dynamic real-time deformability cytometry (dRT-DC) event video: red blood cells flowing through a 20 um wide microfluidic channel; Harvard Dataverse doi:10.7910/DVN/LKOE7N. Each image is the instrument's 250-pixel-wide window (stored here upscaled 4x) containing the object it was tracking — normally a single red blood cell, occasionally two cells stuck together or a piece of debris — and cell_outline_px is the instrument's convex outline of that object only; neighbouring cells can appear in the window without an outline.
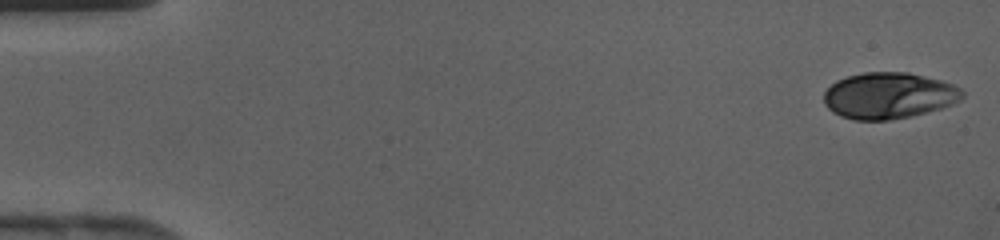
{"species": "human", "species_latin": "Homo sapiens", "temperature_condition": "cold", "stored_images_in_passage": 42, "camera_frame_rate_fps": 3000, "um_per_image_px": 0.085, "donor": {"sex": "female"}, "frame": {"image": 1, "passage_image": 1, "time_ms": 0.0, "image_size_px": [1000, 240], "cell_outline_px": [[964, 96], [960, 100], [952, 104], [928, 112], [888, 120], [852, 120], [840, 116], [832, 112], [824, 104], [824, 92], [836, 80], [848, 76], [864, 72], [908, 72], [940, 80], [952, 84], [960, 88], [964, 92]], "centroid_in_image_um": [75.53, 8.13], "position_along_channel_um": 9.5, "area_um2": 37.34}}
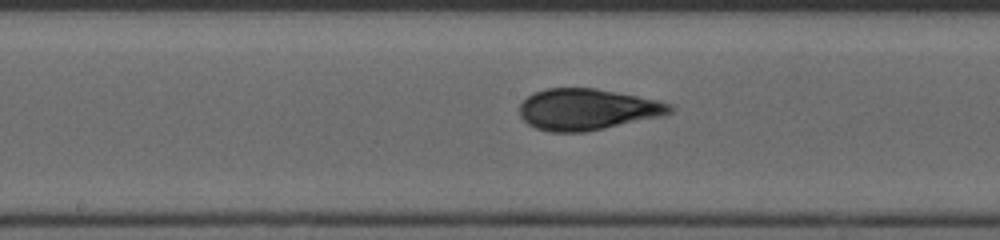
{"frame": {"image": 2, "passage_image": 22, "time_ms": 7.0, "image_size_px": [1000, 240], "cell_outline_px": [[676, 108], [672, 112], [664, 116], [584, 132], [552, 132], [536, 128], [528, 124], [520, 116], [520, 104], [532, 92], [544, 88], [596, 88], [660, 100], [672, 104]], "centroid_in_image_um": [49.95, 9.29], "position_along_channel_um": 198.2, "area_um2": 36.47}}
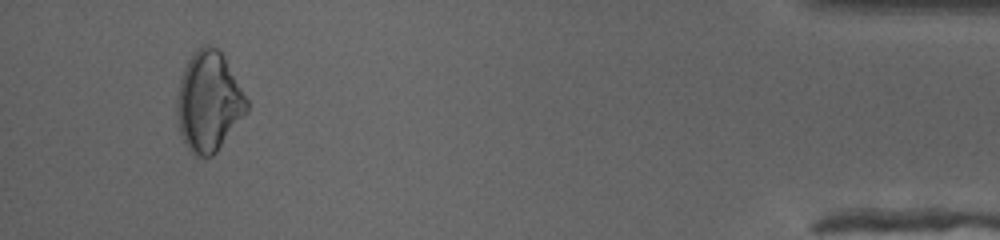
{"frame": {"image": 3, "passage_image": 40, "time_ms": 13.0, "image_size_px": [1000, 240], "cell_outline_px": [[248, 112], [216, 152], [212, 156], [192, 156], [180, 132], [176, 116], [176, 104], [180, 80], [184, 68], [192, 52], [196, 48], [204, 44], [208, 44], [216, 48], [224, 56], [248, 100]], "centroid_in_image_um": [17.74, 8.64], "position_along_channel_um": 417.5, "area_um2": 40.75}}